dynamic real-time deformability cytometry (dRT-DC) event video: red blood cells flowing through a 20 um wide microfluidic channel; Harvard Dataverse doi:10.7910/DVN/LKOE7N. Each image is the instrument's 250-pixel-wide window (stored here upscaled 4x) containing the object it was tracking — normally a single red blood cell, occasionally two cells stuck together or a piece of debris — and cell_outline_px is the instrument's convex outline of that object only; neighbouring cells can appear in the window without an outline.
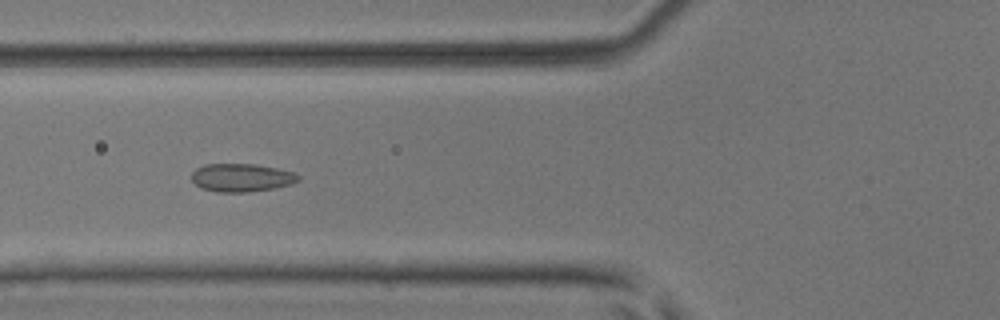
{"species": "common noctule bat (a hibernating species)", "species_latin": "Nyctalus noctula", "temperature_condition": "room temperature", "stored_images_in_passage": 6, "camera_frame_rate_fps": 3000, "um_per_image_px": 0.085, "animal": {"sex": "male", "body_mass_g": 17.9, "forearm_length_mm": 54.2}, "frame": {"image": 1, "passage_image": 6, "time_ms": 1.667, "image_size_px": [1000, 320], "cell_outline_px": [[300, 180], [292, 184], [276, 188], [248, 192], [216, 192], [200, 188], [192, 180], [192, 172], [196, 168], [204, 164], [256, 164], [276, 168], [292, 172], [300, 176]], "centroid_in_image_um": [20.53, 15.1], "position_along_channel_um": 105.3, "area_um2": 17.63}}